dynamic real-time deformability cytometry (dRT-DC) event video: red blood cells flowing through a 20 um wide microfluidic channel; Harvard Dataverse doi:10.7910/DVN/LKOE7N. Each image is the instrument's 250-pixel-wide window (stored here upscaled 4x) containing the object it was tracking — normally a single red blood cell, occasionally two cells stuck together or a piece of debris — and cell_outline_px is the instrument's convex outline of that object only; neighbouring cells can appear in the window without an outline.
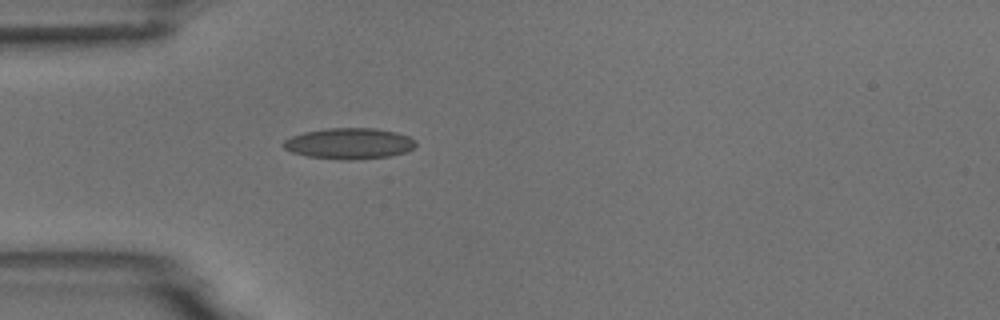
{"species": "common noctule bat (a hibernating species)", "species_latin": "Nyctalus noctula", "temperature_condition": "room temperature", "stored_images_in_passage": 1, "camera_frame_rate_fps": 3000, "um_per_image_px": 0.085, "animal": {"sex": "male", "body_mass_g": 18.8}, "frame": {"image": 1, "passage_image": 1, "time_ms": 0.0, "image_size_px": [1000, 320], "cell_outline_px": [[416, 144], [412, 148], [404, 152], [388, 156], [352, 160], [344, 160], [308, 156], [292, 152], [284, 148], [280, 144], [284, 140], [292, 136], [304, 132], [328, 128], [376, 128], [396, 132], [408, 136], [416, 140]], "centroid_in_image_um": [29.66, 12.19], "position_along_channel_um": 55.3, "area_um2": 23.81}}